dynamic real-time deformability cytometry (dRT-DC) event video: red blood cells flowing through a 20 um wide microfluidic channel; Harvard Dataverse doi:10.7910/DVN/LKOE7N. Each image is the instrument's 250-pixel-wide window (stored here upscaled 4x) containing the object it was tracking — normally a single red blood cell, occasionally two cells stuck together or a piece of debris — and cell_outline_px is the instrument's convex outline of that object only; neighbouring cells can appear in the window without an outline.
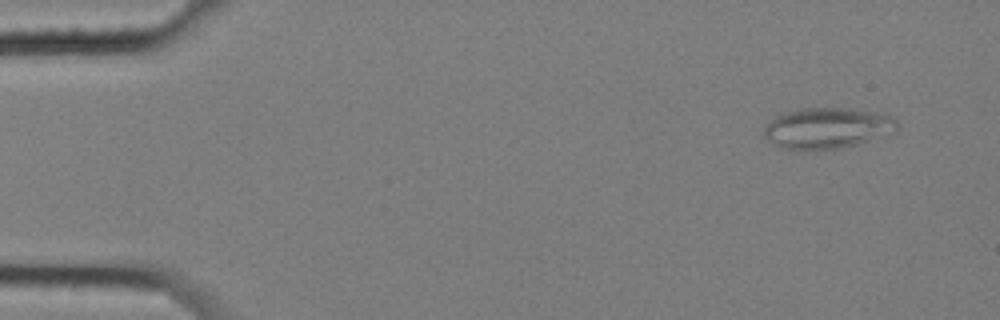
{"species": "common noctule bat (a hibernating species)", "species_latin": "Nyctalus noctula", "temperature_condition": "cold", "stored_images_in_passage": 4, "camera_frame_rate_fps": 3000, "um_per_image_px": 0.085, "animal": {"sex": "female", "body_mass_g": 25.1}, "frame": {"image": 1, "passage_image": 1, "time_ms": 0.0, "image_size_px": [1000, 320], "cell_outline_px": [[896, 132], [856, 144], [840, 148], [808, 152], [800, 152], [776, 144], [764, 136], [764, 128], [776, 116], [800, 108], [852, 108], [872, 112], [888, 116], [896, 120]], "centroid_in_image_um": [70.3, 10.91], "position_along_channel_um": 14.7, "area_um2": 31.56}}